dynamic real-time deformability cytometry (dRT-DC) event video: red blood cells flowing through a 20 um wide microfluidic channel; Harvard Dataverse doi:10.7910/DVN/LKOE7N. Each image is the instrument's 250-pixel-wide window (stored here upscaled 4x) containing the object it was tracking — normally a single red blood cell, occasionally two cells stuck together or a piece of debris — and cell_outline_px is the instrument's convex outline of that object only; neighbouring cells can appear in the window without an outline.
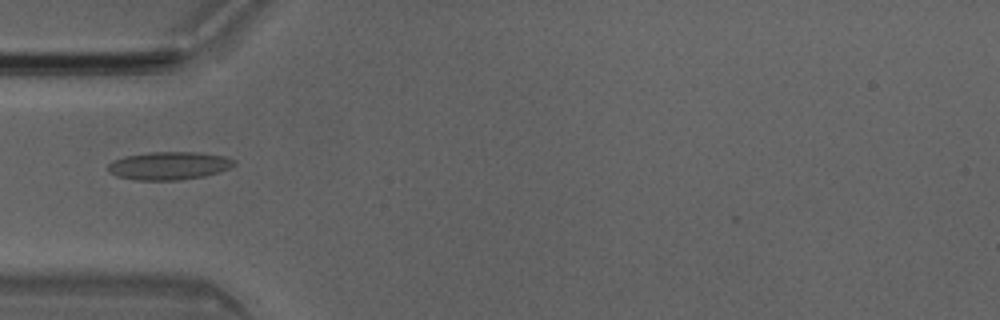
{"species": "Egyptian fruit bat (a non-hibernating species)", "species_latin": "Rousettus aegyptiacus", "temperature_condition": "room temperature", "stored_images_in_passage": 29, "camera_frame_rate_fps": 3000, "um_per_image_px": 0.085, "animal": {"sex": "male"}, "frame": {"image": 1, "passage_image": 1, "time_ms": 0.0, "image_size_px": [1000, 320], "cell_outline_px": [[236, 164], [232, 168], [204, 176], [180, 180], [136, 180], [116, 176], [108, 172], [108, 164], [112, 160], [124, 156], [148, 152], [200, 152], [224, 156], [236, 160]], "centroid_in_image_um": [14.37, 14.08], "position_along_channel_um": 70.6, "area_um2": 20.87}}
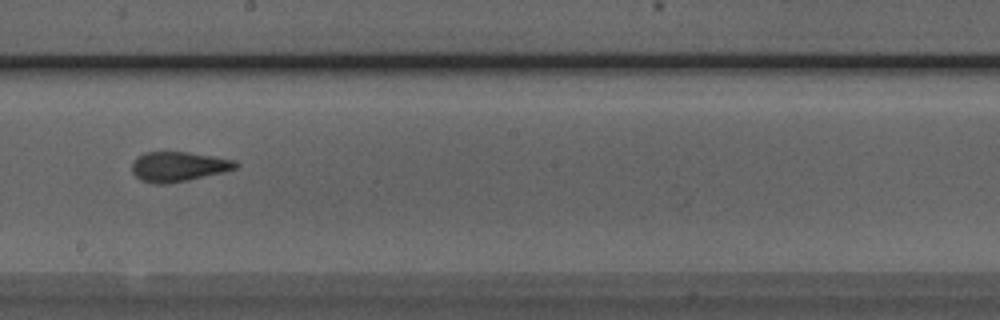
{"frame": {"image": 2, "passage_image": 13, "time_ms": 4.0, "image_size_px": [1000, 320], "cell_outline_px": [[240, 164], [236, 168], [224, 172], [188, 180], [168, 184], [156, 184], [140, 180], [132, 172], [132, 160], [136, 156], [144, 152], [188, 152], [236, 160]], "centroid_in_image_um": [15.15, 14.16], "position_along_channel_um": 233.1, "area_um2": 18.21}}
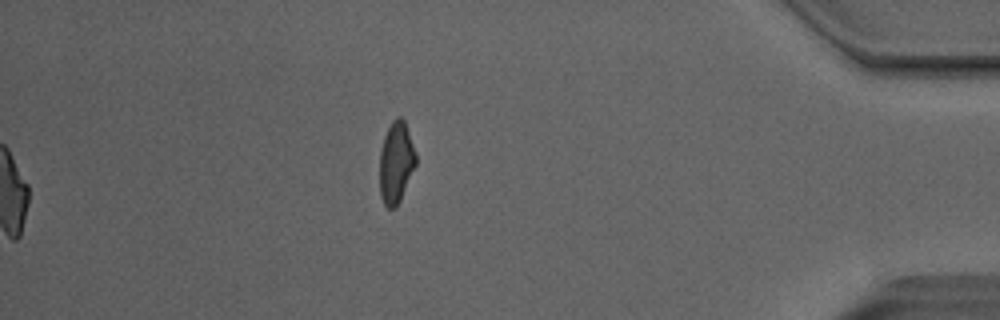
{"frame": {"image": 3, "passage_image": 29, "time_ms": 9.333, "image_size_px": [1000, 320], "cell_outline_px": [[416, 164], [400, 200], [396, 208], [388, 208], [384, 204], [380, 196], [380, 152], [384, 136], [392, 120], [396, 116], [400, 116], [404, 120], [416, 152]], "centroid_in_image_um": [33.66, 13.8], "position_along_channel_um": 401.5, "area_um2": 17.17}}